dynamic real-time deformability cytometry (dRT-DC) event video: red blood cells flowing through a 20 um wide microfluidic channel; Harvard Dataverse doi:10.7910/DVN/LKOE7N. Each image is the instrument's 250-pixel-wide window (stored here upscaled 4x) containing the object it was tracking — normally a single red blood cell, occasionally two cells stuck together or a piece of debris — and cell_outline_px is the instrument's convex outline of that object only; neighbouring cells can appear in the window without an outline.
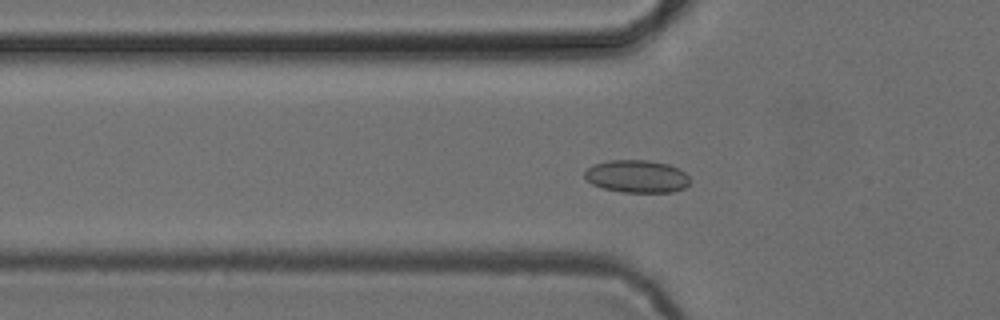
{"species": "common noctule bat (a hibernating species)", "species_latin": "Nyctalus noctula", "temperature_condition": "cold", "stored_images_in_passage": 38, "camera_frame_rate_fps": 3000, "um_per_image_px": 0.085, "animal": {"sex": "female", "body_mass_g": 24.6, "forearm_length_mm": 56.2}, "frame": {"image": 1, "passage_image": 3, "time_ms": 0.667, "image_size_px": [1000, 320], "cell_outline_px": [[688, 184], [684, 188], [672, 192], [620, 192], [604, 188], [592, 184], [584, 176], [584, 172], [588, 168], [596, 164], [608, 160], [648, 160], [668, 164], [684, 172], [688, 176]], "centroid_in_image_um": [54.12, 14.99], "position_along_channel_um": 71.7, "area_um2": 19.83}}
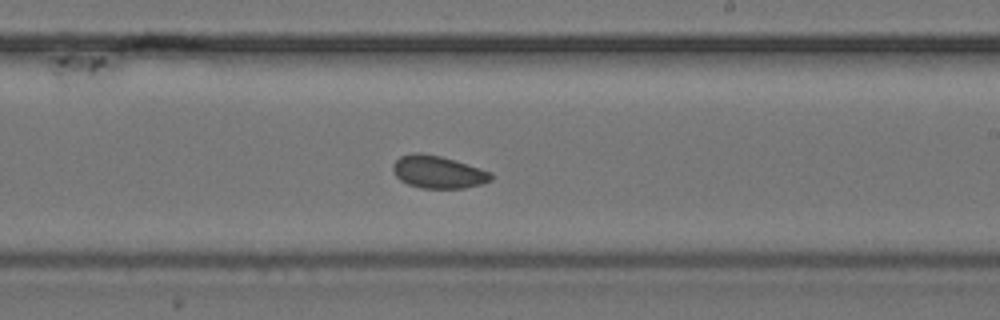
{"frame": {"image": 2, "passage_image": 17, "time_ms": 5.333, "image_size_px": [1000, 320], "cell_outline_px": [[492, 180], [480, 184], [464, 188], [424, 188], [408, 184], [400, 180], [396, 176], [392, 168], [392, 164], [400, 156], [412, 152], [420, 152], [440, 156], [480, 168], [492, 172]], "centroid_in_image_um": [37.21, 14.61], "position_along_channel_um": 251.8, "area_um2": 18.55}}
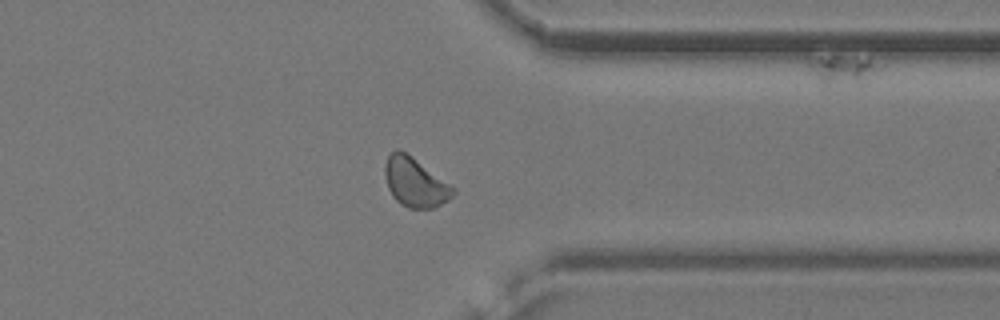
{"frame": {"image": 3, "passage_image": 27, "time_ms": 8.667, "image_size_px": [1000, 320], "cell_outline_px": [[456, 192], [448, 200], [432, 208], [408, 208], [400, 204], [392, 196], [388, 188], [384, 172], [384, 164], [388, 156], [396, 148], [400, 148], [456, 188]], "centroid_in_image_um": [35.27, 15.49], "position_along_channel_um": 376.1, "area_um2": 19.54}, "authors_computed_cell_mechanics": {"area_um2": 18.785, "velocity_mm_per_s": 3.8459, "shape_relaxation_time_tau1_ms": null, "shape_relaxation_time_tau2_ms": 3.954, "deformation_change_tau1": null, "deformation_change_tau2": 0.0637}}